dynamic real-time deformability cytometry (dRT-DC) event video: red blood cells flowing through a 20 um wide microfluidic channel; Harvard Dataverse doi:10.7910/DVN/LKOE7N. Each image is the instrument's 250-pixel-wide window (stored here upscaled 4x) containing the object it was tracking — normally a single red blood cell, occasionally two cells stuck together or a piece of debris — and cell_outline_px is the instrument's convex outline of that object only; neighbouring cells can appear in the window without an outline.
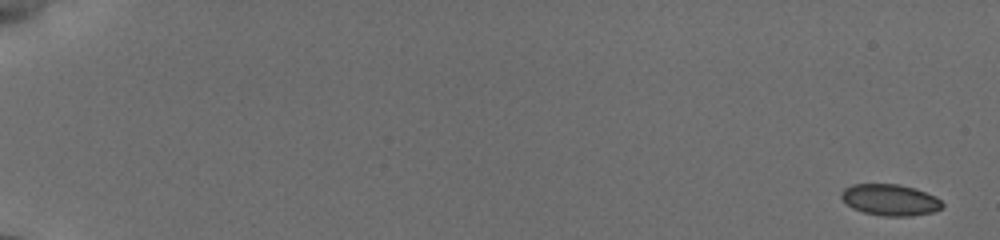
{"species": "common noctule bat (a hibernating species)", "species_latin": "Nyctalus noctula", "temperature_condition": "cold", "stored_images_in_passage": 54, "camera_frame_rate_fps": 3000, "um_per_image_px": 0.085, "animal": {"sex": "female", "body_mass_g": 19.5, "forearm_length_mm": 54.1}, "frame": {"image": 1, "passage_image": 1, "time_ms": 0.0, "image_size_px": [1000, 240], "cell_outline_px": [[944, 204], [940, 208], [932, 212], [912, 216], [884, 216], [864, 212], [852, 208], [840, 196], [840, 192], [844, 188], [852, 184], [896, 184], [916, 188], [936, 196]], "centroid_in_image_um": [75.66, 16.98], "position_along_channel_um": 9.3, "area_um2": 18.44}}
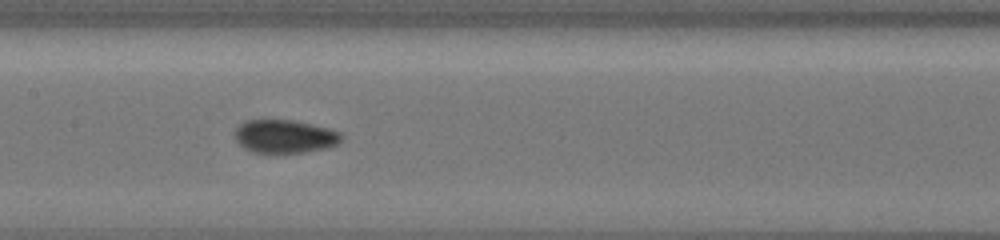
{"frame": {"image": 2, "passage_image": 33, "time_ms": 9.667, "image_size_px": [1000, 240], "cell_outline_px": [[344, 136], [336, 144], [328, 148], [304, 152], [276, 156], [252, 152], [244, 148], [236, 140], [236, 128], [244, 120], [292, 120], [340, 132]], "centroid_in_image_um": [24.16, 11.65], "position_along_channel_um": 183.2, "area_um2": 21.04}}
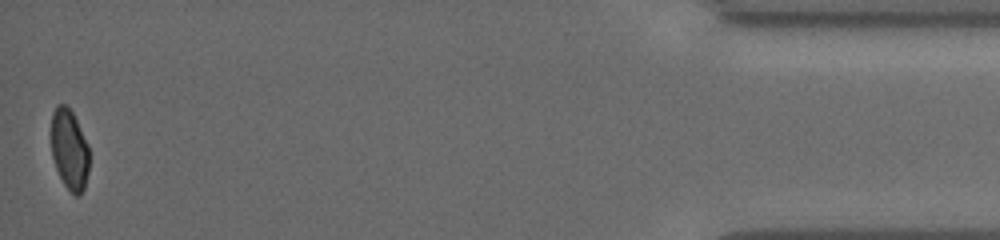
{"frame": {"image": 3, "passage_image": 54, "time_ms": 18.0, "image_size_px": [1000, 240], "cell_outline_px": [[88, 172], [84, 188], [80, 196], [76, 196], [64, 184], [56, 168], [52, 156], [52, 112], [56, 104], [64, 104], [72, 112], [88, 144]], "centroid_in_image_um": [5.9, 12.71], "position_along_channel_um": 429.3, "area_um2": 17.57}, "authors_computed_cell_mechanics": {"area_um2": 19.1318, "velocity_mm_per_s": 3.8316, "shape_relaxation_time_tau1_ms": 2.7885, "shape_relaxation_time_tau2_ms": null, "deformation_change_tau1": 0.0803, "deformation_change_tau2": null}}